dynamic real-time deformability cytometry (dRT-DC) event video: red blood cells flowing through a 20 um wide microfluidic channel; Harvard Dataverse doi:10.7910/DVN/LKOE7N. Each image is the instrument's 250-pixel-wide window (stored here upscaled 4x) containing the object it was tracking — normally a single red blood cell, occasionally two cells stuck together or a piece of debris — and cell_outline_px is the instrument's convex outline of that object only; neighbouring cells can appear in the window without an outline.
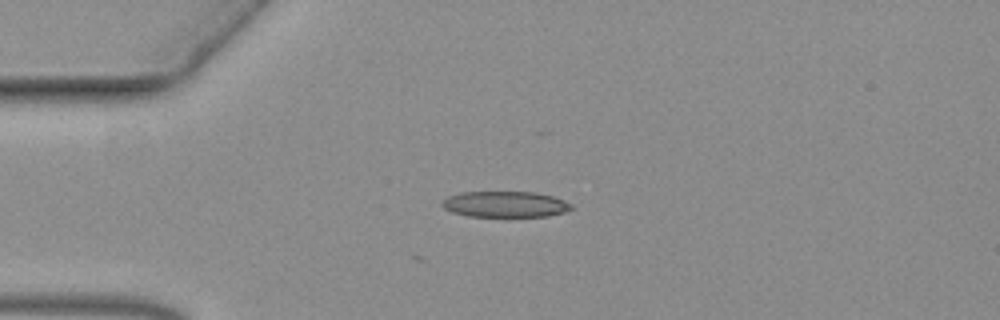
{"species": "common noctule bat (a hibernating species)", "species_latin": "Nyctalus noctula", "temperature_condition": "warm", "stored_images_in_passage": 6, "camera_frame_rate_fps": 3000, "um_per_image_px": 0.085, "animal": {"sex": "female", "body_mass_g": 19.3, "forearm_length_mm": 54.1}, "frame": {"image": 1, "passage_image": 1, "time_ms": 0.0, "image_size_px": [1000, 320], "cell_outline_px": [[572, 208], [564, 212], [548, 216], [468, 216], [452, 212], [444, 208], [440, 204], [448, 196], [460, 192], [536, 192], [552, 196], [564, 200], [572, 204]], "centroid_in_image_um": [42.93, 17.35], "position_along_channel_um": 42.1, "area_um2": 19.48}}
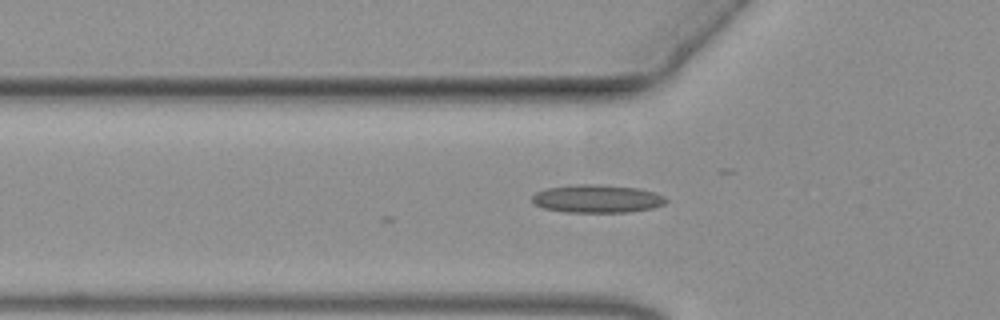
{"frame": {"image": 2, "passage_image": 6, "time_ms": 1.667, "image_size_px": [1000, 320], "cell_outline_px": [[668, 200], [664, 204], [652, 208], [628, 212], [564, 212], [544, 208], [536, 204], [532, 200], [532, 196], [536, 192], [544, 188], [576, 184], [600, 184], [636, 188], [652, 192], [664, 196]], "centroid_in_image_um": [50.73, 16.89], "position_along_channel_um": 75.1, "area_um2": 21.85}}